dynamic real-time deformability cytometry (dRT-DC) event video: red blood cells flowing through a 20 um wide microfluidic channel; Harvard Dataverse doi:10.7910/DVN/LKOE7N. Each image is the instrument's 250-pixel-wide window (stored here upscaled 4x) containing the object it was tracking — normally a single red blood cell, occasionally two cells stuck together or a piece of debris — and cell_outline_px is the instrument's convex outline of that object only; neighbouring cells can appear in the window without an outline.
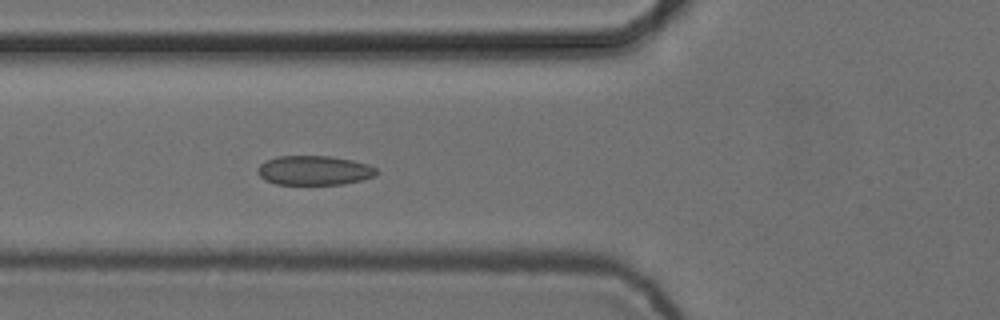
{"species": "common noctule bat (a hibernating species)", "species_latin": "Nyctalus noctula", "temperature_condition": "cold", "stored_images_in_passage": 6, "camera_frame_rate_fps": 3000, "um_per_image_px": 0.085, "animal": {"sex": "female", "body_mass_g": 24.6, "forearm_length_mm": 56.2}, "frame": {"image": 1, "passage_image": 6, "time_ms": 1.667, "image_size_px": [1000, 320], "cell_outline_px": [[380, 172], [376, 176], [344, 184], [276, 184], [264, 180], [256, 172], [256, 168], [260, 164], [276, 156], [332, 156], [352, 160], [368, 164], [376, 168]], "centroid_in_image_um": [26.71, 14.48], "position_along_channel_um": 99.1, "area_um2": 20.52}}